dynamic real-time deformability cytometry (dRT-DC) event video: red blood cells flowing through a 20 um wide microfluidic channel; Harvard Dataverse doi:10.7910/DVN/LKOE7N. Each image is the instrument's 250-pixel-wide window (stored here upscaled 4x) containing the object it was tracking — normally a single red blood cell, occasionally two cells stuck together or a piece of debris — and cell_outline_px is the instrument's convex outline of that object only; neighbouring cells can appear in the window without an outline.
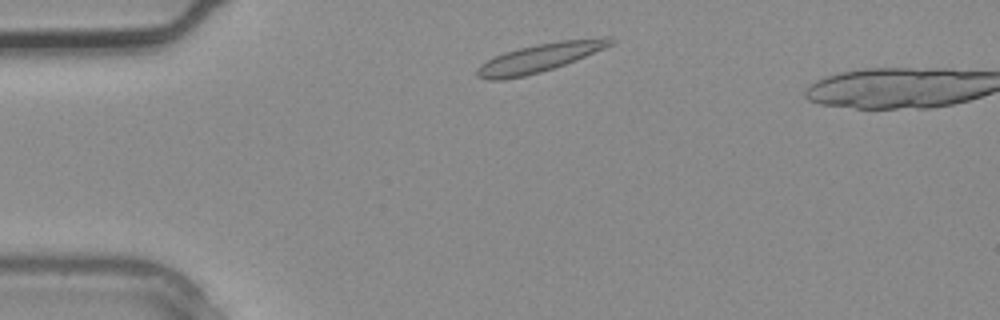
{"species": "common noctule bat (a hibernating species)", "species_latin": "Nyctalus noctula", "temperature_condition": "warm", "stored_images_in_passage": 2, "camera_frame_rate_fps": 3000, "um_per_image_px": 0.085, "animal": {"sex": "male", "body_mass_g": 20.4}, "frame": {"image": 1, "passage_image": 1, "time_ms": 0.0, "image_size_px": [1000, 320], "cell_outline_px": [[616, 40], [612, 44], [604, 48], [576, 60], [540, 72], [524, 76], [500, 80], [488, 80], [476, 76], [476, 68], [480, 64], [504, 52], [536, 44], [560, 40], [604, 36], [612, 36]], "centroid_in_image_um": [45.9, 4.89], "position_along_channel_um": 39.1, "area_um2": 22.14}}